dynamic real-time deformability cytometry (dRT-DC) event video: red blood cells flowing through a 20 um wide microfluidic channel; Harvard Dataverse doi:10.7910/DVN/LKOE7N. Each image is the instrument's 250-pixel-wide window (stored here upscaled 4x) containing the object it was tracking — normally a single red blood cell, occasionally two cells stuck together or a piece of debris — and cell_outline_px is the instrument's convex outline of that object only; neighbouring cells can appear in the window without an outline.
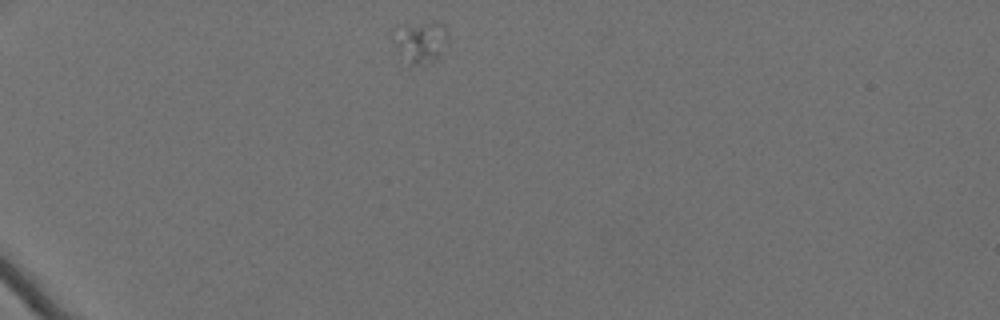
{"species": "Egyptian fruit bat (a non-hibernating species)", "species_latin": "Rousettus aegyptiacus", "temperature_condition": "cold", "stored_images_in_passage": 1, "camera_frame_rate_fps": 3000, "um_per_image_px": 0.085, "animal": {"sex": "female"}, "frame": {"image": 1, "passage_image": 1, "time_ms": 0.0, "image_size_px": [1000, 320], "cell_outline_px": [[448, 40], [440, 56], [428, 64], [408, 68], [392, 44], [392, 28], [396, 24], [440, 24], [448, 36]], "centroid_in_image_um": [35.61, 3.64], "position_along_channel_um": 49.4, "area_um2": 13.87}}